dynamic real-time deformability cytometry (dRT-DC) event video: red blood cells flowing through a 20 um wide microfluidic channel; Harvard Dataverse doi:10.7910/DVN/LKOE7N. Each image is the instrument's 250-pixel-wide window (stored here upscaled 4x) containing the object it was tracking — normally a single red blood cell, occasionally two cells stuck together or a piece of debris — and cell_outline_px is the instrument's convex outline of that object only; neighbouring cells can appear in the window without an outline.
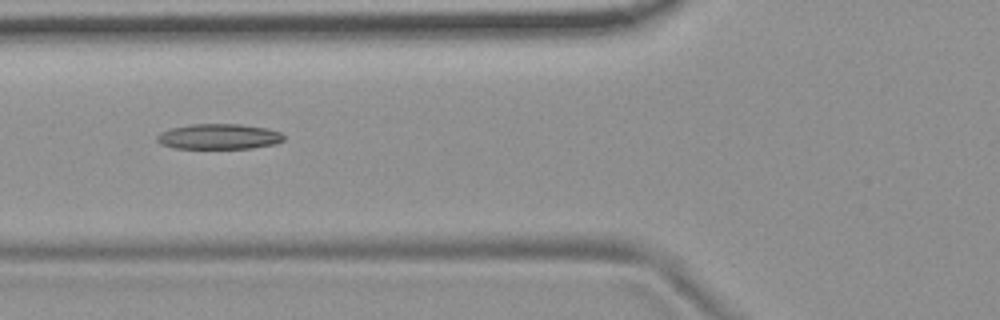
{"species": "common noctule bat (a hibernating species)", "species_latin": "Nyctalus noctula", "temperature_condition": "room temperature", "stored_images_in_passage": 8, "camera_frame_rate_fps": 3000, "um_per_image_px": 0.085, "animal": {"sex": "female", "body_mass_g": 19.9}, "frame": {"image": 1, "passage_image": 4, "time_ms": 3.333, "image_size_px": [1000, 320], "cell_outline_px": [[284, 140], [276, 144], [252, 148], [172, 148], [160, 144], [156, 140], [156, 136], [160, 132], [172, 128], [188, 124], [240, 124], [268, 128], [280, 132], [284, 136]], "centroid_in_image_um": [18.6, 11.6], "position_along_channel_um": 107.2, "area_um2": 18.9}}
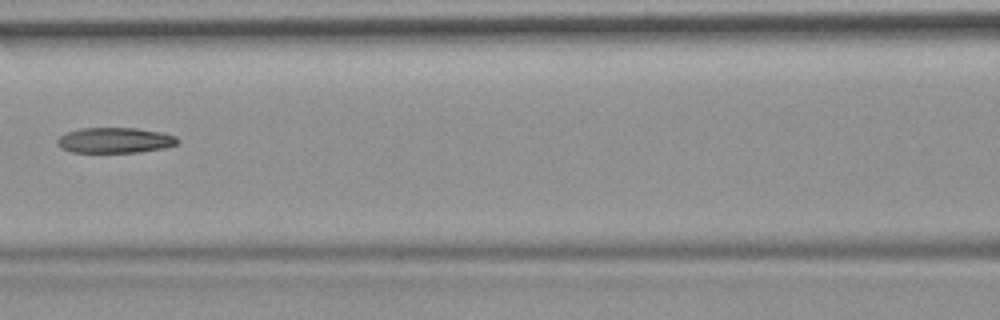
{"frame": {"image": 2, "passage_image": 5, "time_ms": 4.667, "image_size_px": [1000, 320], "cell_outline_px": [[180, 140], [176, 144], [164, 148], [136, 152], [72, 152], [60, 148], [56, 144], [56, 140], [60, 136], [68, 132], [80, 128], [136, 128], [160, 132], [176, 136]], "centroid_in_image_um": [9.74, 11.92], "position_along_channel_um": 156.9, "area_um2": 17.8}}
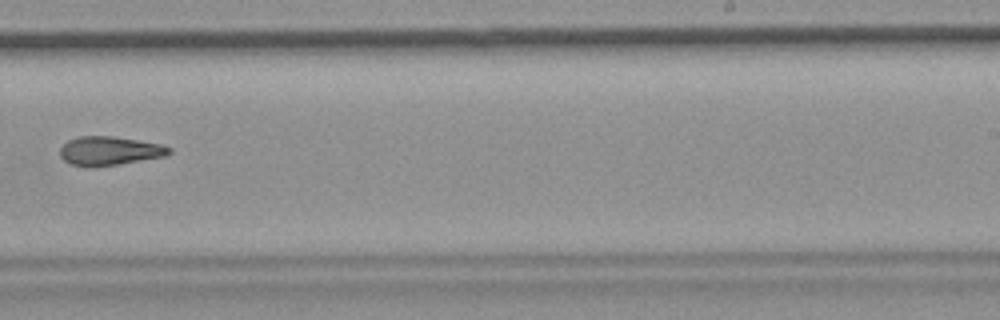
{"frame": {"image": 3, "passage_image": 8, "time_ms": 8.0, "image_size_px": [1000, 320], "cell_outline_px": [[172, 152], [168, 156], [120, 164], [92, 168], [68, 164], [60, 156], [60, 148], [68, 140], [80, 136], [112, 136], [164, 144], [172, 148]], "centroid_in_image_um": [9.34, 12.84], "position_along_channel_um": 279.7, "area_um2": 18.79}}